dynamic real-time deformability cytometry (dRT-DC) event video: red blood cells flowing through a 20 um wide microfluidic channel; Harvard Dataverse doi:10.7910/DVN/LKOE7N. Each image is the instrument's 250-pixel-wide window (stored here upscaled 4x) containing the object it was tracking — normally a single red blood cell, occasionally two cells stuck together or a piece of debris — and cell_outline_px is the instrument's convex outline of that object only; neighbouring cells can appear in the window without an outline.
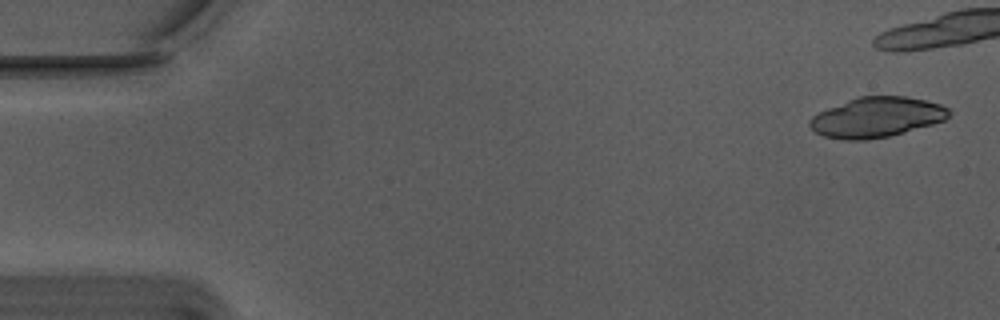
{"species": "Egyptian fruit bat (a non-hibernating species)", "species_latin": "Rousettus aegyptiacus", "temperature_condition": "warm", "stored_images_in_passage": 8, "camera_frame_rate_fps": 3000, "um_per_image_px": 0.085, "animal": {"sex": "male"}, "frame": {"image": 1, "passage_image": 2, "time_ms": 0.333, "image_size_px": [1000, 320], "cell_outline_px": [[952, 112], [944, 120], [932, 124], [904, 132], [888, 136], [864, 140], [844, 140], [824, 136], [816, 132], [808, 124], [808, 120], [812, 116], [828, 108], [848, 100], [860, 96], [904, 96], [924, 100], [940, 104], [948, 108]], "centroid_in_image_um": [74.51, 9.97], "position_along_channel_um": 10.5, "area_um2": 32.25}}